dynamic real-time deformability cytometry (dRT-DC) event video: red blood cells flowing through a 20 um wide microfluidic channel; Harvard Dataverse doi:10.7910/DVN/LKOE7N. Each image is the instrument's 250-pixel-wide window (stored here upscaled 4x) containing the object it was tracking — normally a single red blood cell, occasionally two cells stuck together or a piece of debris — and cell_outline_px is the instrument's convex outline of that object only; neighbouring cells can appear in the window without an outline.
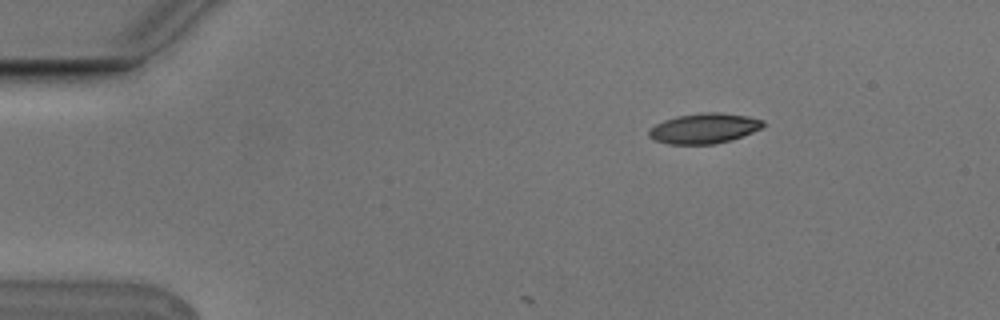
{"species": "Egyptian fruit bat (a non-hibernating species)", "species_latin": "Rousettus aegyptiacus", "temperature_condition": "cold", "stored_images_in_passage": 3, "camera_frame_rate_fps": 3000, "um_per_image_px": 0.085, "animal": {"sex": "male"}, "frame": {"image": 1, "passage_image": 1, "time_ms": 0.0, "image_size_px": [1000, 320], "cell_outline_px": [[764, 124], [760, 128], [752, 132], [732, 140], [716, 144], [668, 144], [656, 140], [648, 136], [648, 132], [656, 124], [664, 120], [676, 116], [700, 112], [720, 112], [748, 116], [764, 120]], "centroid_in_image_um": [59.86, 10.9], "position_along_channel_um": 25.1, "area_um2": 20.11}}